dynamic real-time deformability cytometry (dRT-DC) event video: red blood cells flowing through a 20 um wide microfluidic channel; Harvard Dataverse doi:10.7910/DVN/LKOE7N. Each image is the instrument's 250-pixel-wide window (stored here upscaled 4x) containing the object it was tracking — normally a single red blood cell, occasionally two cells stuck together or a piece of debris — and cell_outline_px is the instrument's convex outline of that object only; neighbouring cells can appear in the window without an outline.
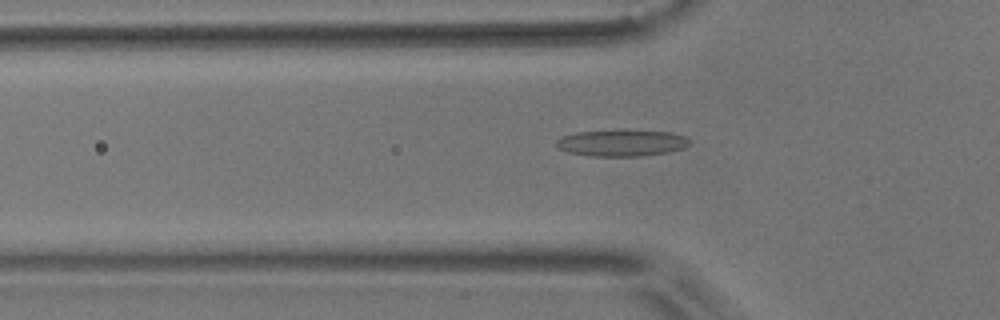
{"species": "common noctule bat (a hibernating species)", "species_latin": "Nyctalus noctula", "temperature_condition": "room temperature", "stored_images_in_passage": 40, "camera_frame_rate_fps": 3000, "um_per_image_px": 0.085, "animal": {"sex": "male", "body_mass_g": 17.9}, "frame": {"image": 1, "passage_image": 9, "time_ms": 2.667, "image_size_px": [1000, 320], "cell_outline_px": [[688, 144], [684, 148], [668, 152], [640, 156], [588, 156], [568, 152], [560, 148], [556, 144], [556, 140], [564, 136], [576, 132], [624, 128], [668, 132], [684, 136], [688, 140]], "centroid_in_image_um": [52.82, 12.12], "position_along_channel_um": 73.0, "area_um2": 20.98}}
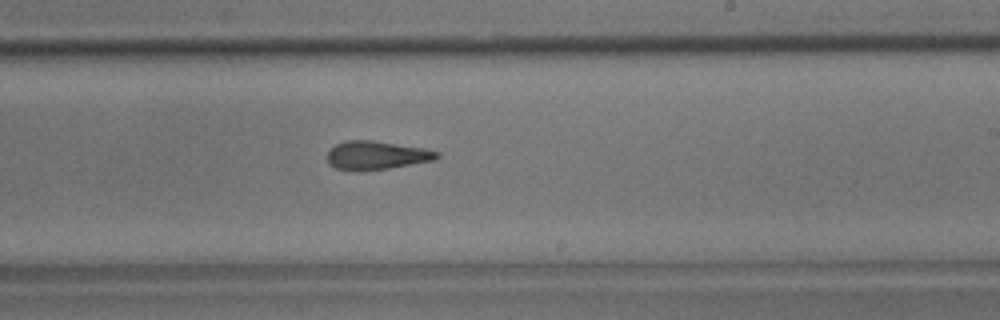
{"frame": {"image": 2, "passage_image": 24, "time_ms": 7.667, "image_size_px": [1000, 320], "cell_outline_px": [[440, 156], [436, 160], [388, 168], [360, 172], [352, 172], [336, 168], [328, 164], [328, 152], [336, 144], [348, 140], [372, 140], [424, 148], [440, 152]], "centroid_in_image_um": [32.0, 13.22], "position_along_channel_um": 257.0, "area_um2": 18.44}}
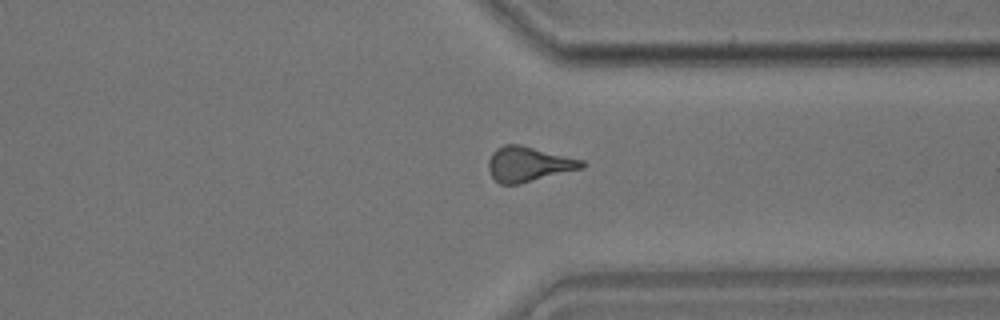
{"frame": {"image": 3, "passage_image": 33, "time_ms": 10.667, "image_size_px": [1000, 320], "cell_outline_px": [[588, 164], [584, 168], [520, 184], [500, 184], [492, 176], [488, 168], [488, 160], [492, 152], [496, 148], [504, 144], [520, 144], [584, 160]], "centroid_in_image_um": [44.95, 13.94], "position_along_channel_um": 366.5, "area_um2": 19.25}}